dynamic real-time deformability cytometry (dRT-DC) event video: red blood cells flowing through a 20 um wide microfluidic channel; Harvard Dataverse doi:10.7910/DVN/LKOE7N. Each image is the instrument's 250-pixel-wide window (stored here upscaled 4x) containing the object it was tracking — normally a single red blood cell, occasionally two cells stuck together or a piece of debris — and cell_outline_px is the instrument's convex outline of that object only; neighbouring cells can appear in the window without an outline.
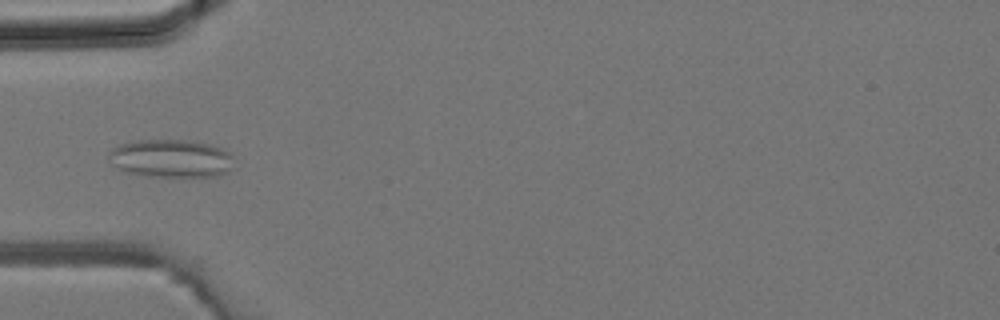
{"species": "common noctule bat (a hibernating species)", "species_latin": "Nyctalus noctula", "temperature_condition": "room temperature", "stored_images_in_passage": 4, "camera_frame_rate_fps": 3000, "um_per_image_px": 0.085, "animal": {"sex": "male", "body_mass_g": 19.2, "forearm_length_mm": 51.8}, "frame": {"image": 1, "passage_image": 3, "time_ms": 0.667, "image_size_px": [1000, 320], "cell_outline_px": [[232, 156], [228, 172], [216, 176], [144, 176], [128, 172], [112, 164], [108, 156], [108, 152], [112, 148], [120, 144], [136, 140], [192, 140], [208, 144], [232, 152]], "centroid_in_image_um": [14.51, 13.45], "position_along_channel_um": 70.5, "area_um2": 27.63}}